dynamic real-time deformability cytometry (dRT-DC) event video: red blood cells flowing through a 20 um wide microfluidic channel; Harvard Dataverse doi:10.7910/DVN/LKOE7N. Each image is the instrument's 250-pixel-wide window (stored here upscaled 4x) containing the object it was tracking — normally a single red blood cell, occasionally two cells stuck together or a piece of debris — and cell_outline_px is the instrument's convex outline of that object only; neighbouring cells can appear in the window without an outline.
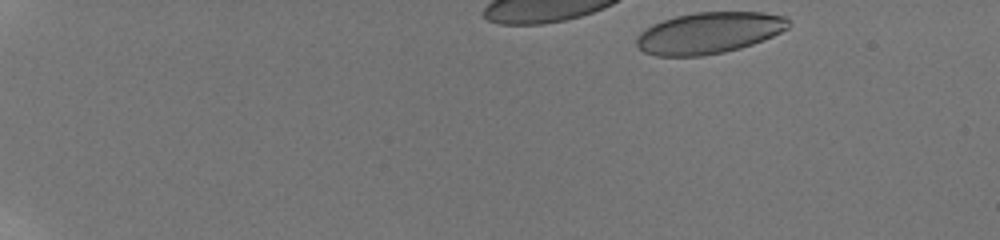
{"species": "human", "species_latin": "Homo sapiens", "temperature_condition": "room temperature", "stored_images_in_passage": 19, "camera_frame_rate_fps": 3000, "um_per_image_px": 0.085, "donor": {"sex": "male"}, "frame": {"image": 1, "passage_image": 1, "time_ms": 0.0, "image_size_px": [1000, 240], "cell_outline_px": [[792, 24], [788, 28], [772, 36], [752, 44], [740, 48], [724, 52], [700, 56], [656, 56], [644, 52], [636, 44], [636, 40], [640, 32], [652, 24], [676, 16], [696, 12], [764, 12], [784, 16]], "centroid_in_image_um": [60.27, 2.79], "position_along_channel_um": 24.7, "area_um2": 36.59}}